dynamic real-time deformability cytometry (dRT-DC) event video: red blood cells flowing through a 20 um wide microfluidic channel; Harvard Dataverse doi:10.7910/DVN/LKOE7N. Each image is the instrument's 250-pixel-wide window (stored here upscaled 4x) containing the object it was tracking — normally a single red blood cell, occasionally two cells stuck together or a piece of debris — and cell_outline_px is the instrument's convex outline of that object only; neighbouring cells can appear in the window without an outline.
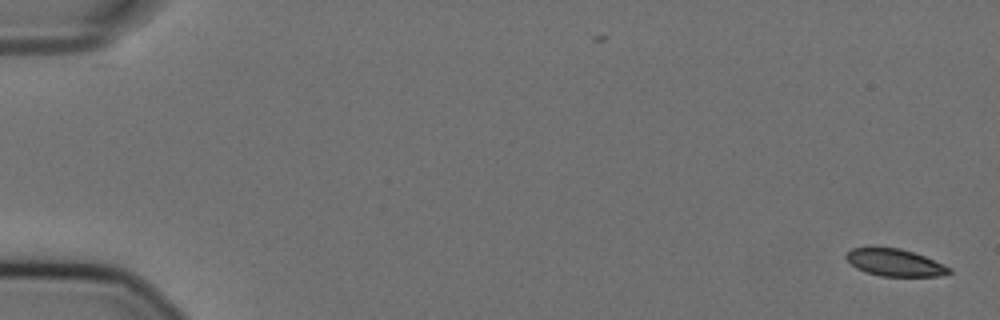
{"species": "Egyptian fruit bat (a non-hibernating species)", "species_latin": "Rousettus aegyptiacus", "temperature_condition": "cold", "stored_images_in_passage": 57, "camera_frame_rate_fps": 3000, "um_per_image_px": 0.085, "animal": {"sex": "female"}, "frame": {"image": 1, "passage_image": 1, "time_ms": 0.0, "image_size_px": [1000, 320], "cell_outline_px": [[952, 272], [940, 276], [880, 276], [856, 268], [844, 256], [852, 248], [900, 248], [924, 256], [952, 268]], "centroid_in_image_um": [76.09, 22.33], "position_along_channel_um": 8.9, "area_um2": 16.01}}
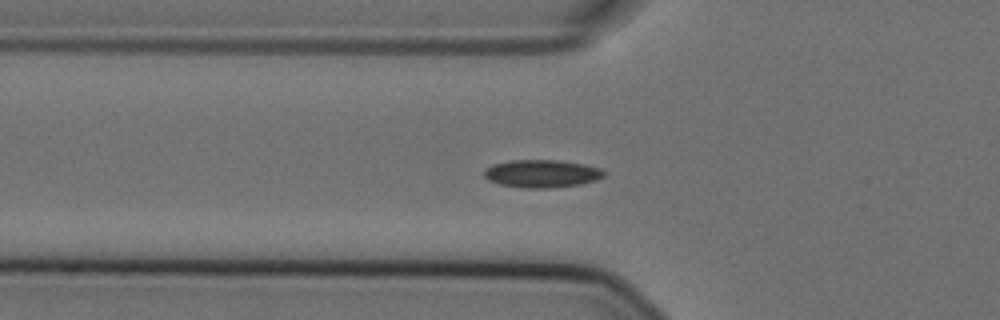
{"frame": {"image": 2, "passage_image": 20, "time_ms": 6.333, "image_size_px": [1000, 320], "cell_outline_px": [[604, 176], [596, 180], [580, 184], [552, 188], [524, 188], [500, 184], [488, 180], [484, 176], [484, 168], [492, 164], [512, 160], [556, 160], [584, 164], [600, 168], [604, 172]], "centroid_in_image_um": [46.02, 14.76], "position_along_channel_um": 79.8, "area_um2": 19.42}}
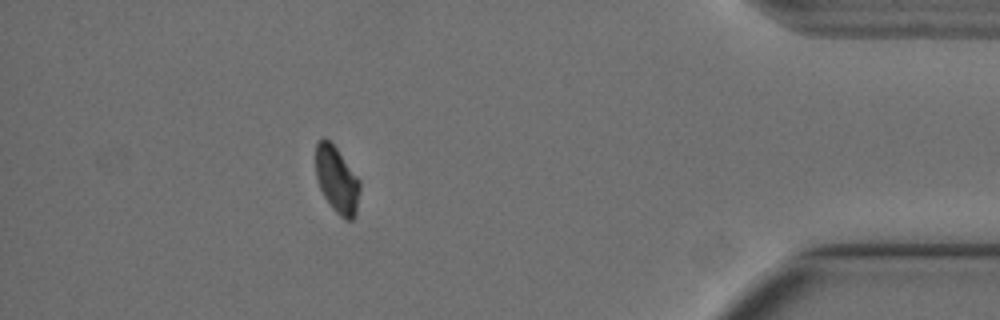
{"frame": {"image": 3, "passage_image": 51, "time_ms": 16.667, "image_size_px": [1000, 320], "cell_outline_px": [[360, 188], [356, 212], [352, 220], [348, 220], [340, 216], [332, 208], [324, 196], [320, 188], [316, 176], [316, 144], [324, 136], [336, 148], [360, 180]], "centroid_in_image_um": [28.63, 15.29], "position_along_channel_um": 406.6, "area_um2": 16.88}, "authors_computed_cell_mechanics": {"area_um2": 18.207, "velocity_mm_per_s": 3.5797, "shape_relaxation_time_tau1_ms": 9.5774, "shape_relaxation_time_tau2_ms": null, "deformation_change_tau1": 0.1587, "deformation_change_tau2": null}}